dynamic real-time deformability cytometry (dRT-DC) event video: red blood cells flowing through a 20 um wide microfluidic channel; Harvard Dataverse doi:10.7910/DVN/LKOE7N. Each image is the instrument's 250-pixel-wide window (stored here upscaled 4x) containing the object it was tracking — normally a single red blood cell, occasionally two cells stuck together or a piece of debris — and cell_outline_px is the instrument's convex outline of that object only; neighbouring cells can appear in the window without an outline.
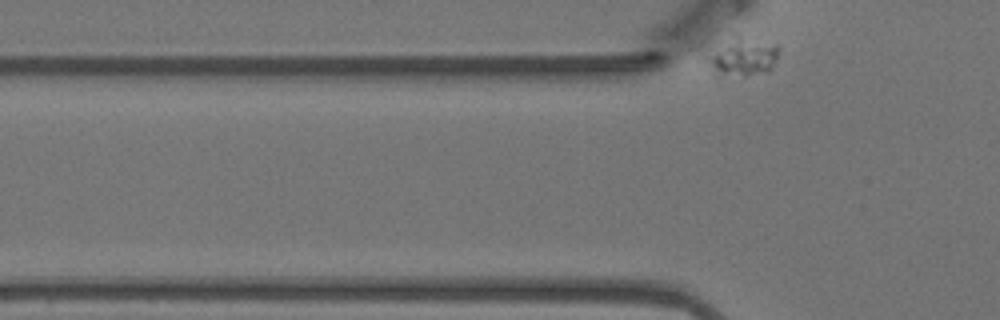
{"species": "Egyptian fruit bat (a non-hibernating species)", "species_latin": "Rousettus aegyptiacus", "temperature_condition": "warm", "stored_images_in_passage": 5, "segment_of_instrument_passage": [2, 2], "camera_frame_rate_fps": 3000, "um_per_image_px": 0.085, "animal": {"sex": "female"}, "frame": {"image": 1, "passage_image": 5, "time_ms": 1.333, "image_size_px": [1000, 320], "cell_outline_px": [[780, 48], [776, 60], [772, 68], [768, 72], [744, 76], [716, 76], [712, 64], [712, 56], [732, 32], [776, 44]], "centroid_in_image_um": [63.26, 4.8], "position_along_channel_um": 62.5, "area_um2": 15.9}}